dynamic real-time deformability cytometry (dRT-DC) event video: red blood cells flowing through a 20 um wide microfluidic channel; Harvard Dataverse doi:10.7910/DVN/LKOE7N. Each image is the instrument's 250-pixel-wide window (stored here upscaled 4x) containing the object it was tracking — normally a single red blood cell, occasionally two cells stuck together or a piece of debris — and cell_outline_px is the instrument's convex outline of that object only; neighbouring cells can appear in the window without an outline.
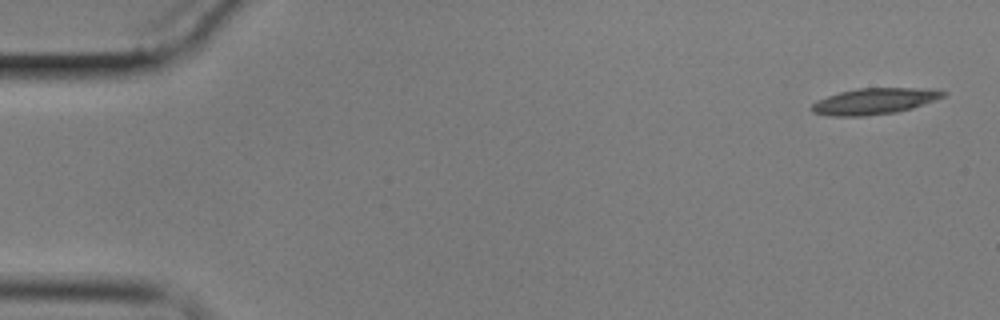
{"species": "common noctule bat (a hibernating species)", "species_latin": "Nyctalus noctula", "temperature_condition": "cold", "stored_images_in_passage": 6, "camera_frame_rate_fps": 3000, "um_per_image_px": 0.085, "animal": {"sex": "male", "body_mass_g": 17.9}, "frame": {"image": 1, "passage_image": 1, "time_ms": 0.0, "image_size_px": [1000, 320], "cell_outline_px": [[948, 92], [944, 96], [912, 108], [896, 112], [864, 116], [832, 116], [812, 112], [812, 104], [816, 100], [840, 92], [856, 88], [932, 88]], "centroid_in_image_um": [74.32, 8.59], "position_along_channel_um": 10.7, "area_um2": 19.94}}
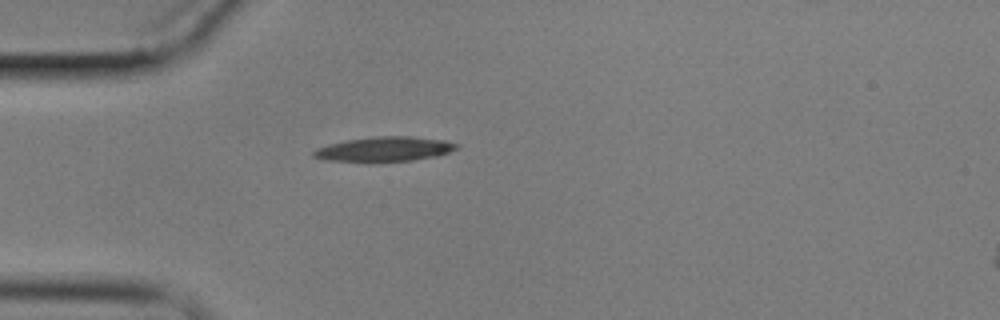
{"frame": {"image": 2, "passage_image": 5, "time_ms": 4.667, "image_size_px": [1000, 320], "cell_outline_px": [[460, 148], [436, 156], [412, 160], [372, 164], [324, 160], [312, 156], [312, 152], [316, 148], [328, 144], [344, 140], [376, 136], [412, 136], [444, 140], [460, 144]], "centroid_in_image_um": [32.63, 12.7], "position_along_channel_um": 52.4, "area_um2": 21.44}}